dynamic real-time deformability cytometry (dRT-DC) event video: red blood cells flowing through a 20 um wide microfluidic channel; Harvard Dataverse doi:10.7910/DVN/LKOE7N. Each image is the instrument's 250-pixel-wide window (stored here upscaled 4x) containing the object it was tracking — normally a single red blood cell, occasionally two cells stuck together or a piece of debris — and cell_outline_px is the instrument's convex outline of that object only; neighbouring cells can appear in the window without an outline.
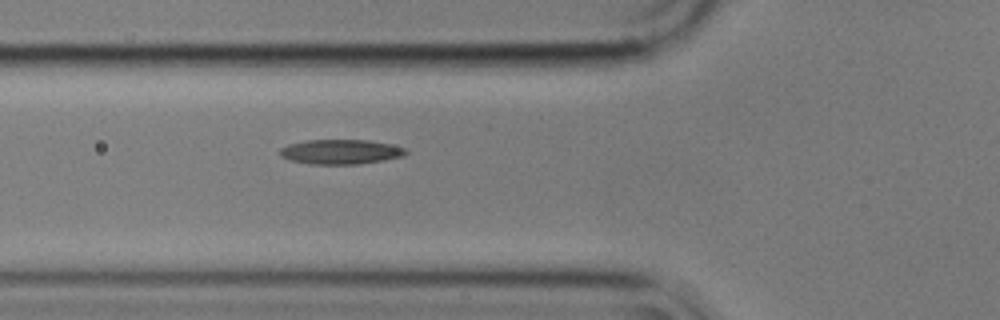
{"species": "common noctule bat (a hibernating species)", "species_latin": "Nyctalus noctula", "temperature_condition": "cold", "stored_images_in_passage": 5, "camera_frame_rate_fps": 3000, "um_per_image_px": 0.085, "animal": {"sex": "male", "body_mass_g": 17.9}, "frame": {"image": 1, "passage_image": 5, "time_ms": 1.333, "image_size_px": [1000, 320], "cell_outline_px": [[408, 152], [404, 156], [384, 160], [360, 164], [308, 164], [288, 160], [280, 156], [280, 148], [288, 144], [308, 140], [368, 140], [388, 144], [404, 148]], "centroid_in_image_um": [28.92, 12.91], "position_along_channel_um": 96.9, "area_um2": 18.15}}